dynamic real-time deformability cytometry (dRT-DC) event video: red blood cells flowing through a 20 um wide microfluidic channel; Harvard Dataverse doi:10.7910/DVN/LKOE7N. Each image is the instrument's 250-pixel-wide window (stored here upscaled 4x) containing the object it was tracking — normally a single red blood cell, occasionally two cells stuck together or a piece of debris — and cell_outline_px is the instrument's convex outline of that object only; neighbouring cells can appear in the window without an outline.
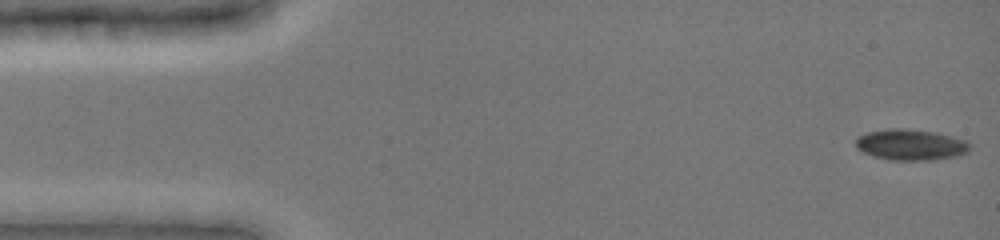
{"species": "common noctule bat (a hibernating species)", "species_latin": "Nyctalus noctula", "temperature_condition": "cold", "stored_images_in_passage": 48, "camera_frame_rate_fps": 3000, "um_per_image_px": 0.085, "animal": {"sex": "female", "body_mass_g": 19.0, "forearm_length_mm": 51.5}, "frame": {"image": 1, "passage_image": 1, "time_ms": 0.0, "image_size_px": [1000, 240], "cell_outline_px": [[972, 144], [968, 152], [956, 156], [932, 160], [892, 160], [872, 156], [856, 148], [856, 140], [860, 136], [868, 132], [888, 128], [904, 128], [936, 132], [968, 140]], "centroid_in_image_um": [77.46, 12.3], "position_along_channel_um": 7.5, "area_um2": 20.75}}
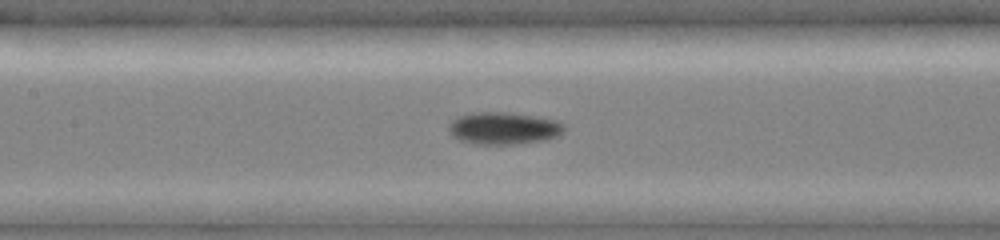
{"frame": {"image": 2, "passage_image": 22, "time_ms": 7.0, "image_size_px": [1000, 240], "cell_outline_px": [[564, 128], [556, 136], [544, 140], [512, 144], [476, 144], [460, 140], [452, 136], [448, 132], [448, 124], [456, 116], [472, 112], [504, 112], [532, 116], [556, 120], [564, 124]], "centroid_in_image_um": [42.72, 10.89], "position_along_channel_um": 164.7, "area_um2": 21.56}}
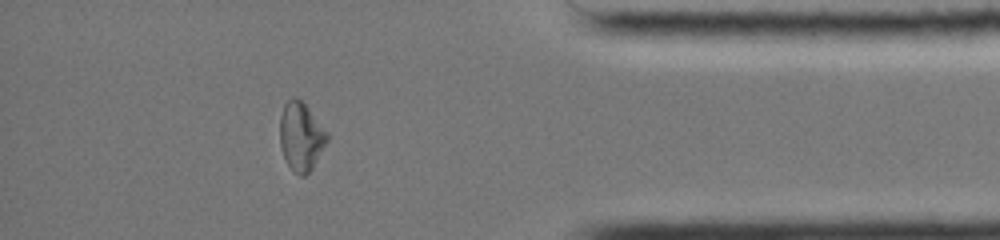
{"frame": {"image": 3, "passage_image": 42, "time_ms": 13.667, "image_size_px": [1000, 240], "cell_outline_px": [[328, 140], [312, 168], [304, 176], [300, 176], [288, 164], [280, 148], [280, 116], [284, 104], [292, 96], [296, 96], [308, 108], [328, 132]], "centroid_in_image_um": [25.58, 11.57], "position_along_channel_um": 409.6, "area_um2": 18.67}, "authors_computed_cell_mechanics": {"area_um2": 19.7387, "velocity_mm_per_s": 3.9495, "shape_relaxation_time_tau1_ms": null, "shape_relaxation_time_tau2_ms": 4.3552, "deformation_change_tau1": null, "deformation_change_tau2": 0.0865}}